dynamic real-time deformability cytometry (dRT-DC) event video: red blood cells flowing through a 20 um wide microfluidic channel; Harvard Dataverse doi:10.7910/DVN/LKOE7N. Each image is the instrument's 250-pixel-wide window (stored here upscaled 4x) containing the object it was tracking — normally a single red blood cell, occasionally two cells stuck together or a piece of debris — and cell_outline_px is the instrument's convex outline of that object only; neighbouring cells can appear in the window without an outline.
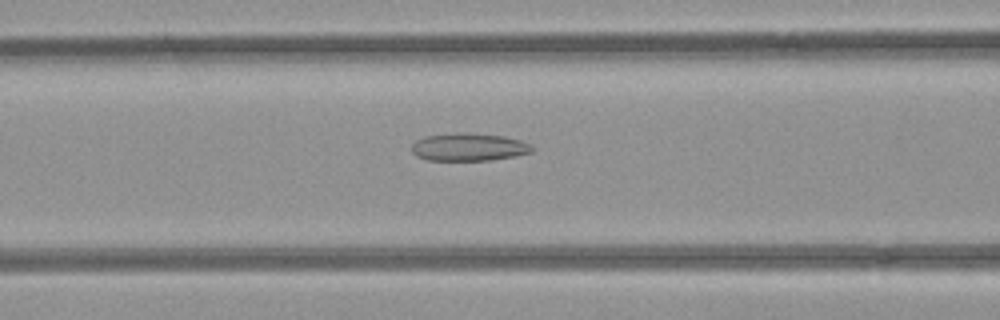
{"species": "common noctule bat (a hibernating species)", "species_latin": "Nyctalus noctula", "temperature_condition": "room temperature", "stored_images_in_passage": 36, "camera_frame_rate_fps": 3000, "um_per_image_px": 0.085, "animal": {"sex": "female", "body_mass_g": 21.9}, "frame": {"image": 1, "passage_image": 8, "time_ms": 2.333, "image_size_px": [1000, 320], "cell_outline_px": [[536, 148], [532, 152], [516, 156], [492, 160], [428, 160], [416, 156], [412, 152], [412, 144], [416, 140], [424, 136], [456, 132], [464, 132], [504, 136], [520, 140], [532, 144]], "centroid_in_image_um": [39.87, 12.49], "position_along_channel_um": 126.7, "area_um2": 19.77}}
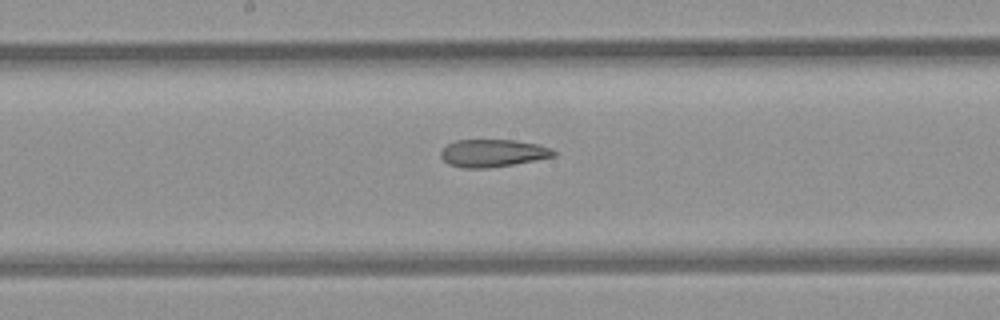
{"frame": {"image": 2, "passage_image": 14, "time_ms": 4.333, "image_size_px": [1000, 320], "cell_outline_px": [[556, 156], [512, 164], [488, 168], [460, 168], [448, 164], [440, 156], [440, 152], [448, 144], [456, 140], [516, 140], [536, 144], [548, 148], [556, 152]], "centroid_in_image_um": [41.84, 13.02], "position_along_channel_um": 206.4, "area_um2": 17.98}}
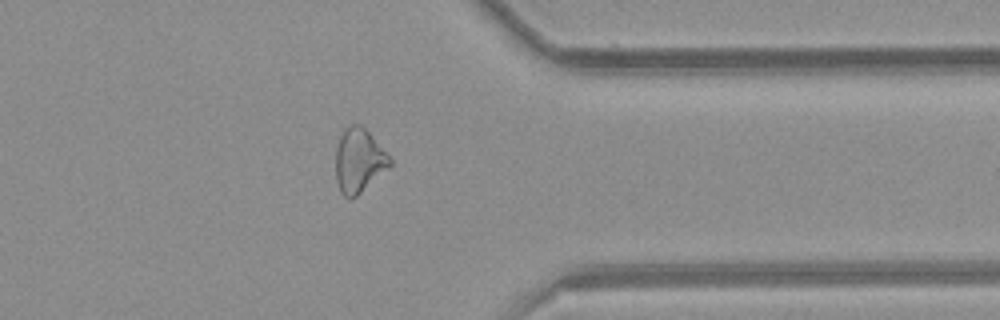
{"frame": {"image": 3, "passage_image": 28, "time_ms": 9.0, "image_size_px": [1000, 320], "cell_outline_px": [[392, 164], [356, 196], [348, 200], [340, 192], [336, 180], [336, 148], [340, 136], [344, 128], [348, 124], [360, 124], [372, 136], [392, 160]], "centroid_in_image_um": [30.47, 13.64], "position_along_channel_um": 380.9, "area_um2": 20.0}, "authors_computed_cell_mechanics": {"area_um2": 19.4497, "velocity_mm_per_s": 3.9647, "shape_relaxation_time_tau1_ms": null, "shape_relaxation_time_tau2_ms": 5.5024, "deformation_change_tau1": null, "deformation_change_tau2": 0.1732}}